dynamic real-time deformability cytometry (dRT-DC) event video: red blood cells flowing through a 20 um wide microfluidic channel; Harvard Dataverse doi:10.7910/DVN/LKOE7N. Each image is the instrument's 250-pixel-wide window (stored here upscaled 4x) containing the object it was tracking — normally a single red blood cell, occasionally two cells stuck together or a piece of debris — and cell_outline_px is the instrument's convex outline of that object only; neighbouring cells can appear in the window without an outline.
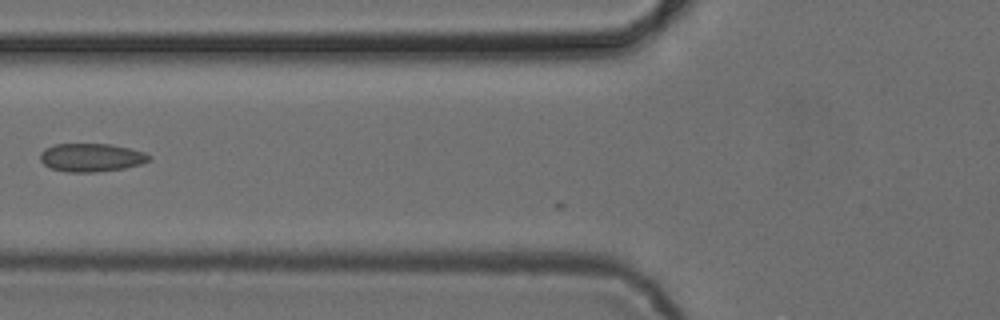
{"species": "common noctule bat (a hibernating species)", "species_latin": "Nyctalus noctula", "temperature_condition": "cold", "stored_images_in_passage": 4, "camera_frame_rate_fps": 3000, "um_per_image_px": 0.085, "animal": {"sex": "female", "body_mass_g": 24.6, "forearm_length_mm": 56.2}, "frame": {"image": 1, "passage_image": 2, "time_ms": 0.333, "image_size_px": [1000, 320], "cell_outline_px": [[152, 160], [140, 164], [124, 168], [96, 172], [64, 172], [52, 168], [44, 164], [40, 160], [40, 152], [44, 148], [56, 144], [112, 144], [144, 152], [152, 156]], "centroid_in_image_um": [7.76, 13.39], "position_along_channel_um": 118.0, "area_um2": 18.03}}